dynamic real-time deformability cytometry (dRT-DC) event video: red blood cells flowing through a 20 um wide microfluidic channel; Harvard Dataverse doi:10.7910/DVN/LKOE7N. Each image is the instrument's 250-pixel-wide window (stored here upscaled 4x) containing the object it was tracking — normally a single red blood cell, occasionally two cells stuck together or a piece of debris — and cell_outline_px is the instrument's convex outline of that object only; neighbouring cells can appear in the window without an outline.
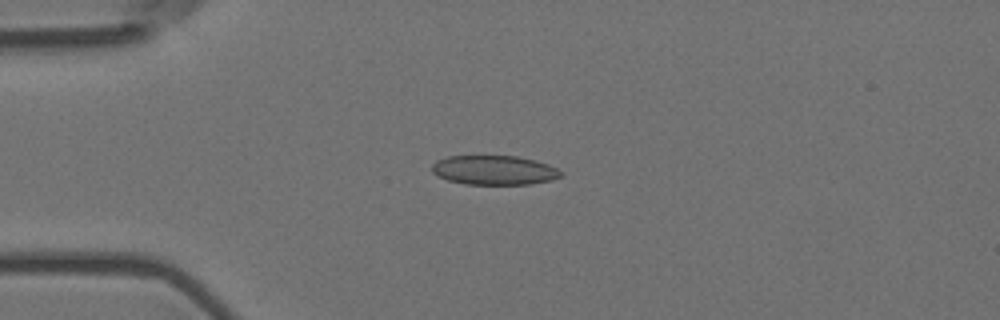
{"species": "Egyptian fruit bat (a non-hibernating species)", "species_latin": "Rousettus aegyptiacus", "temperature_condition": "room temperature", "stored_images_in_passage": 10, "camera_frame_rate_fps": 3000, "um_per_image_px": 0.085, "animal": {"sex": "female"}, "frame": {"image": 1, "passage_image": 4, "time_ms": 1.0, "image_size_px": [1000, 320], "cell_outline_px": [[564, 176], [552, 180], [532, 184], [464, 184], [448, 180], [436, 176], [432, 172], [432, 164], [436, 160], [448, 156], [516, 156], [536, 160], [548, 164], [564, 172]], "centroid_in_image_um": [42.03, 14.46], "position_along_channel_um": 43.0, "area_um2": 22.31}}
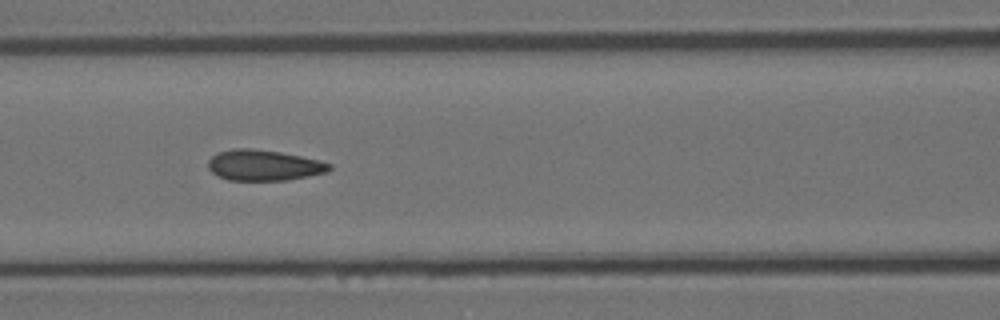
{"frame": {"image": 2, "passage_image": 7, "time_ms": 2.0, "image_size_px": [1000, 320], "cell_outline_px": [[332, 168], [328, 172], [288, 180], [228, 180], [216, 176], [208, 168], [208, 160], [212, 156], [220, 152], [232, 148], [252, 148], [280, 152], [320, 160], [332, 164]], "centroid_in_image_um": [22.43, 14.05], "position_along_channel_um": 144.2, "area_um2": 21.85}}
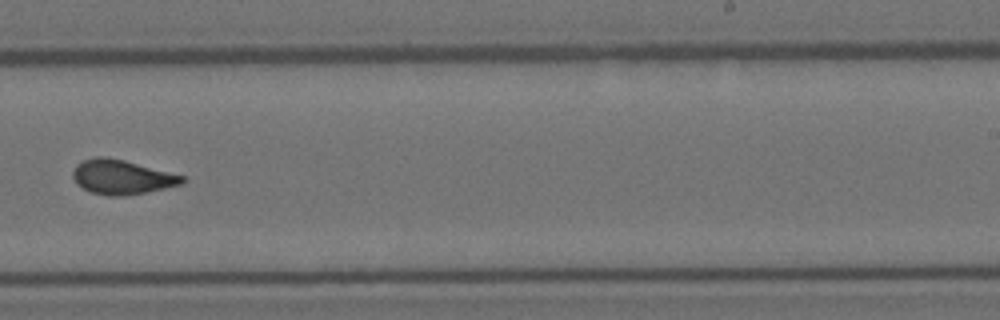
{"frame": {"image": 3, "passage_image": 10, "time_ms": 3.0, "image_size_px": [1000, 320], "cell_outline_px": [[188, 180], [184, 184], [148, 192], [124, 196], [108, 196], [92, 192], [76, 184], [72, 176], [72, 172], [76, 164], [84, 160], [96, 156], [104, 156], [124, 160], [184, 176]], "centroid_in_image_um": [10.37, 15.05], "position_along_channel_um": 278.6, "area_um2": 22.08}}